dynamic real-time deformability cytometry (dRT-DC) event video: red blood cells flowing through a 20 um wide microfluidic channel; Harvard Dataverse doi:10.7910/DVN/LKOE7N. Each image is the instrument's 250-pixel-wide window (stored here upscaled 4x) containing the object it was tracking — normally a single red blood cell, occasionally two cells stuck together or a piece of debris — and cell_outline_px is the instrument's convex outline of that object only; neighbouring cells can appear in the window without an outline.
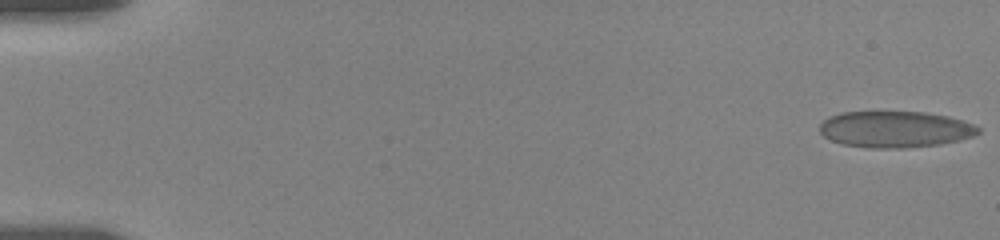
{"species": "human", "species_latin": "Homo sapiens", "temperature_condition": "room temperature", "stored_images_in_passage": 54, "camera_frame_rate_fps": 3000, "um_per_image_px": 0.085, "donor": {"sex": "female"}, "frame": {"image": 1, "passage_image": 1, "time_ms": 0.0, "image_size_px": [1000, 240], "cell_outline_px": [[980, 132], [972, 136], [960, 140], [940, 144], [900, 148], [872, 148], [844, 144], [832, 140], [824, 136], [820, 132], [820, 124], [828, 116], [840, 112], [924, 112], [948, 116], [972, 124], [980, 128]], "centroid_in_image_um": [76.07, 10.98], "position_along_channel_um": 8.9, "area_um2": 33.41}}
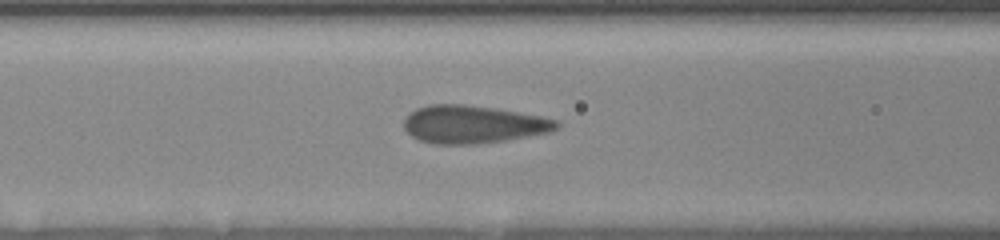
{"frame": {"image": 2, "passage_image": 30, "time_ms": 7.667, "image_size_px": [1000, 240], "cell_outline_px": [[560, 128], [552, 132], [504, 140], [476, 144], [436, 144], [420, 140], [412, 136], [404, 128], [404, 116], [416, 108], [428, 104], [464, 104], [496, 108], [540, 116], [556, 120], [560, 124]], "centroid_in_image_um": [40.21, 10.56], "position_along_channel_um": 126.4, "area_um2": 33.81}}
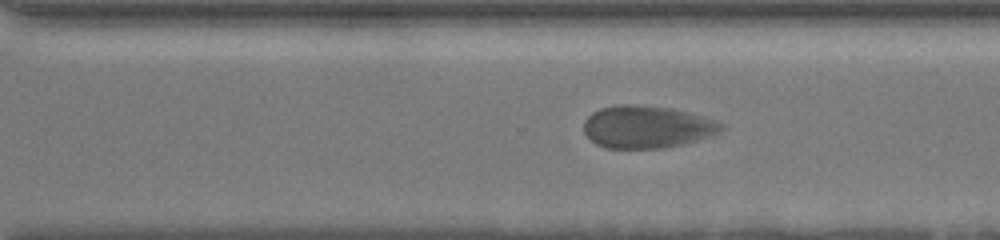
{"frame": {"image": 3, "passage_image": 53, "time_ms": 13.0, "image_size_px": [1000, 240], "cell_outline_px": [[724, 128], [720, 132], [712, 136], [664, 148], [604, 148], [596, 144], [584, 132], [584, 120], [592, 112], [600, 108], [616, 104], [636, 104], [672, 108], [688, 112], [716, 120], [724, 124]], "centroid_in_image_um": [54.98, 10.77], "position_along_channel_um": 315.6, "area_um2": 34.16}}